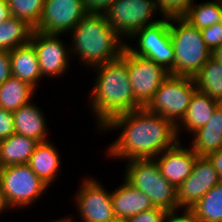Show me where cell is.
Returning <instances> with one entry per match:
<instances>
[{
  "label": "cell",
  "mask_w": 222,
  "mask_h": 222,
  "mask_svg": "<svg viewBox=\"0 0 222 222\" xmlns=\"http://www.w3.org/2000/svg\"><path fill=\"white\" fill-rule=\"evenodd\" d=\"M36 88L11 76L0 85V108L8 111H16L23 105L32 101Z\"/></svg>",
  "instance_id": "23"
},
{
  "label": "cell",
  "mask_w": 222,
  "mask_h": 222,
  "mask_svg": "<svg viewBox=\"0 0 222 222\" xmlns=\"http://www.w3.org/2000/svg\"><path fill=\"white\" fill-rule=\"evenodd\" d=\"M111 197L115 217L126 220L154 207L145 193L133 187L125 179H122L119 187L111 191Z\"/></svg>",
  "instance_id": "17"
},
{
  "label": "cell",
  "mask_w": 222,
  "mask_h": 222,
  "mask_svg": "<svg viewBox=\"0 0 222 222\" xmlns=\"http://www.w3.org/2000/svg\"><path fill=\"white\" fill-rule=\"evenodd\" d=\"M196 90L194 78L169 75L145 108L177 125L185 116Z\"/></svg>",
  "instance_id": "9"
},
{
  "label": "cell",
  "mask_w": 222,
  "mask_h": 222,
  "mask_svg": "<svg viewBox=\"0 0 222 222\" xmlns=\"http://www.w3.org/2000/svg\"><path fill=\"white\" fill-rule=\"evenodd\" d=\"M34 28L13 16L0 24V50L11 51L30 42Z\"/></svg>",
  "instance_id": "24"
},
{
  "label": "cell",
  "mask_w": 222,
  "mask_h": 222,
  "mask_svg": "<svg viewBox=\"0 0 222 222\" xmlns=\"http://www.w3.org/2000/svg\"><path fill=\"white\" fill-rule=\"evenodd\" d=\"M190 5V8L182 15L192 26L199 30L222 22V2L221 0H205Z\"/></svg>",
  "instance_id": "26"
},
{
  "label": "cell",
  "mask_w": 222,
  "mask_h": 222,
  "mask_svg": "<svg viewBox=\"0 0 222 222\" xmlns=\"http://www.w3.org/2000/svg\"><path fill=\"white\" fill-rule=\"evenodd\" d=\"M114 0H83L88 13L103 14Z\"/></svg>",
  "instance_id": "33"
},
{
  "label": "cell",
  "mask_w": 222,
  "mask_h": 222,
  "mask_svg": "<svg viewBox=\"0 0 222 222\" xmlns=\"http://www.w3.org/2000/svg\"><path fill=\"white\" fill-rule=\"evenodd\" d=\"M73 216H71L70 217V215H69V217H68V215L67 216H65V217H60V218H58L57 220L55 219V220H50V221H48V222H75L76 220H73L74 218H72Z\"/></svg>",
  "instance_id": "40"
},
{
  "label": "cell",
  "mask_w": 222,
  "mask_h": 222,
  "mask_svg": "<svg viewBox=\"0 0 222 222\" xmlns=\"http://www.w3.org/2000/svg\"><path fill=\"white\" fill-rule=\"evenodd\" d=\"M87 13L83 0H44L36 30L47 34L68 35Z\"/></svg>",
  "instance_id": "13"
},
{
  "label": "cell",
  "mask_w": 222,
  "mask_h": 222,
  "mask_svg": "<svg viewBox=\"0 0 222 222\" xmlns=\"http://www.w3.org/2000/svg\"><path fill=\"white\" fill-rule=\"evenodd\" d=\"M59 37L62 34H47L36 29L32 33L30 43L36 50L43 79H58L70 70V45Z\"/></svg>",
  "instance_id": "10"
},
{
  "label": "cell",
  "mask_w": 222,
  "mask_h": 222,
  "mask_svg": "<svg viewBox=\"0 0 222 222\" xmlns=\"http://www.w3.org/2000/svg\"><path fill=\"white\" fill-rule=\"evenodd\" d=\"M103 14L108 24L125 42L138 30L161 20L157 17L161 12L155 0H114Z\"/></svg>",
  "instance_id": "7"
},
{
  "label": "cell",
  "mask_w": 222,
  "mask_h": 222,
  "mask_svg": "<svg viewBox=\"0 0 222 222\" xmlns=\"http://www.w3.org/2000/svg\"><path fill=\"white\" fill-rule=\"evenodd\" d=\"M212 57L222 64V45L212 51Z\"/></svg>",
  "instance_id": "39"
},
{
  "label": "cell",
  "mask_w": 222,
  "mask_h": 222,
  "mask_svg": "<svg viewBox=\"0 0 222 222\" xmlns=\"http://www.w3.org/2000/svg\"><path fill=\"white\" fill-rule=\"evenodd\" d=\"M129 41H135L136 46L133 42L129 44ZM125 47L133 55L152 60L169 72L174 68L175 53L170 38L169 17L161 16L158 22L138 30L126 41Z\"/></svg>",
  "instance_id": "8"
},
{
  "label": "cell",
  "mask_w": 222,
  "mask_h": 222,
  "mask_svg": "<svg viewBox=\"0 0 222 222\" xmlns=\"http://www.w3.org/2000/svg\"><path fill=\"white\" fill-rule=\"evenodd\" d=\"M196 89L210 98L222 100V64L212 56L193 77Z\"/></svg>",
  "instance_id": "25"
},
{
  "label": "cell",
  "mask_w": 222,
  "mask_h": 222,
  "mask_svg": "<svg viewBox=\"0 0 222 222\" xmlns=\"http://www.w3.org/2000/svg\"><path fill=\"white\" fill-rule=\"evenodd\" d=\"M201 34L206 46L213 51L222 45V22L202 29Z\"/></svg>",
  "instance_id": "31"
},
{
  "label": "cell",
  "mask_w": 222,
  "mask_h": 222,
  "mask_svg": "<svg viewBox=\"0 0 222 222\" xmlns=\"http://www.w3.org/2000/svg\"><path fill=\"white\" fill-rule=\"evenodd\" d=\"M34 103L31 101L12 112L15 133L38 142L48 141L47 118L40 106Z\"/></svg>",
  "instance_id": "16"
},
{
  "label": "cell",
  "mask_w": 222,
  "mask_h": 222,
  "mask_svg": "<svg viewBox=\"0 0 222 222\" xmlns=\"http://www.w3.org/2000/svg\"><path fill=\"white\" fill-rule=\"evenodd\" d=\"M83 179L74 197L77 215L82 222H107L115 217L112 197L94 176ZM80 214V215H79Z\"/></svg>",
  "instance_id": "11"
},
{
  "label": "cell",
  "mask_w": 222,
  "mask_h": 222,
  "mask_svg": "<svg viewBox=\"0 0 222 222\" xmlns=\"http://www.w3.org/2000/svg\"><path fill=\"white\" fill-rule=\"evenodd\" d=\"M11 16L26 21L37 28L42 15L44 0H7Z\"/></svg>",
  "instance_id": "28"
},
{
  "label": "cell",
  "mask_w": 222,
  "mask_h": 222,
  "mask_svg": "<svg viewBox=\"0 0 222 222\" xmlns=\"http://www.w3.org/2000/svg\"><path fill=\"white\" fill-rule=\"evenodd\" d=\"M188 212L198 222H222V183L212 187Z\"/></svg>",
  "instance_id": "27"
},
{
  "label": "cell",
  "mask_w": 222,
  "mask_h": 222,
  "mask_svg": "<svg viewBox=\"0 0 222 222\" xmlns=\"http://www.w3.org/2000/svg\"><path fill=\"white\" fill-rule=\"evenodd\" d=\"M12 76L9 51L0 50V85Z\"/></svg>",
  "instance_id": "34"
},
{
  "label": "cell",
  "mask_w": 222,
  "mask_h": 222,
  "mask_svg": "<svg viewBox=\"0 0 222 222\" xmlns=\"http://www.w3.org/2000/svg\"><path fill=\"white\" fill-rule=\"evenodd\" d=\"M70 53L91 68L119 58L126 42L108 24L104 14L87 13L72 29ZM76 56V57H75ZM83 63V64H82Z\"/></svg>",
  "instance_id": "3"
},
{
  "label": "cell",
  "mask_w": 222,
  "mask_h": 222,
  "mask_svg": "<svg viewBox=\"0 0 222 222\" xmlns=\"http://www.w3.org/2000/svg\"><path fill=\"white\" fill-rule=\"evenodd\" d=\"M12 134H15L12 112L0 108V141Z\"/></svg>",
  "instance_id": "32"
},
{
  "label": "cell",
  "mask_w": 222,
  "mask_h": 222,
  "mask_svg": "<svg viewBox=\"0 0 222 222\" xmlns=\"http://www.w3.org/2000/svg\"><path fill=\"white\" fill-rule=\"evenodd\" d=\"M107 222H128V221L126 219L114 217L110 221H107Z\"/></svg>",
  "instance_id": "41"
},
{
  "label": "cell",
  "mask_w": 222,
  "mask_h": 222,
  "mask_svg": "<svg viewBox=\"0 0 222 222\" xmlns=\"http://www.w3.org/2000/svg\"><path fill=\"white\" fill-rule=\"evenodd\" d=\"M96 77L87 104L97 121V130L112 117L143 108L134 98L127 70V48L116 60L91 68Z\"/></svg>",
  "instance_id": "2"
},
{
  "label": "cell",
  "mask_w": 222,
  "mask_h": 222,
  "mask_svg": "<svg viewBox=\"0 0 222 222\" xmlns=\"http://www.w3.org/2000/svg\"><path fill=\"white\" fill-rule=\"evenodd\" d=\"M207 157L215 167L220 183H222V148L216 152L210 153Z\"/></svg>",
  "instance_id": "35"
},
{
  "label": "cell",
  "mask_w": 222,
  "mask_h": 222,
  "mask_svg": "<svg viewBox=\"0 0 222 222\" xmlns=\"http://www.w3.org/2000/svg\"><path fill=\"white\" fill-rule=\"evenodd\" d=\"M33 138L19 134L0 141V168L14 164H27L37 144Z\"/></svg>",
  "instance_id": "22"
},
{
  "label": "cell",
  "mask_w": 222,
  "mask_h": 222,
  "mask_svg": "<svg viewBox=\"0 0 222 222\" xmlns=\"http://www.w3.org/2000/svg\"><path fill=\"white\" fill-rule=\"evenodd\" d=\"M169 31L175 53L170 75L193 78L212 56V51L203 41L201 30L182 16L169 17Z\"/></svg>",
  "instance_id": "4"
},
{
  "label": "cell",
  "mask_w": 222,
  "mask_h": 222,
  "mask_svg": "<svg viewBox=\"0 0 222 222\" xmlns=\"http://www.w3.org/2000/svg\"><path fill=\"white\" fill-rule=\"evenodd\" d=\"M123 173V178L145 193L154 207L163 208L169 213L182 211L177 202L176 187L164 178L154 159L129 160Z\"/></svg>",
  "instance_id": "5"
},
{
  "label": "cell",
  "mask_w": 222,
  "mask_h": 222,
  "mask_svg": "<svg viewBox=\"0 0 222 222\" xmlns=\"http://www.w3.org/2000/svg\"><path fill=\"white\" fill-rule=\"evenodd\" d=\"M0 186L11 210L33 206L49 188L28 163L1 167Z\"/></svg>",
  "instance_id": "6"
},
{
  "label": "cell",
  "mask_w": 222,
  "mask_h": 222,
  "mask_svg": "<svg viewBox=\"0 0 222 222\" xmlns=\"http://www.w3.org/2000/svg\"><path fill=\"white\" fill-rule=\"evenodd\" d=\"M118 130V137L109 143L108 159H154L178 141L176 125L161 115L140 108L112 117L99 131Z\"/></svg>",
  "instance_id": "1"
},
{
  "label": "cell",
  "mask_w": 222,
  "mask_h": 222,
  "mask_svg": "<svg viewBox=\"0 0 222 222\" xmlns=\"http://www.w3.org/2000/svg\"><path fill=\"white\" fill-rule=\"evenodd\" d=\"M11 17L7 0H0V24Z\"/></svg>",
  "instance_id": "37"
},
{
  "label": "cell",
  "mask_w": 222,
  "mask_h": 222,
  "mask_svg": "<svg viewBox=\"0 0 222 222\" xmlns=\"http://www.w3.org/2000/svg\"><path fill=\"white\" fill-rule=\"evenodd\" d=\"M198 155L182 145L181 139L171 148L164 150L154 158L161 174L176 188L192 173Z\"/></svg>",
  "instance_id": "15"
},
{
  "label": "cell",
  "mask_w": 222,
  "mask_h": 222,
  "mask_svg": "<svg viewBox=\"0 0 222 222\" xmlns=\"http://www.w3.org/2000/svg\"><path fill=\"white\" fill-rule=\"evenodd\" d=\"M127 70L135 100L145 108L159 86L170 75L163 66L154 61L133 55L127 49Z\"/></svg>",
  "instance_id": "12"
},
{
  "label": "cell",
  "mask_w": 222,
  "mask_h": 222,
  "mask_svg": "<svg viewBox=\"0 0 222 222\" xmlns=\"http://www.w3.org/2000/svg\"><path fill=\"white\" fill-rule=\"evenodd\" d=\"M12 76L26 81L38 89L39 81L43 78L35 48L29 42L9 51Z\"/></svg>",
  "instance_id": "20"
},
{
  "label": "cell",
  "mask_w": 222,
  "mask_h": 222,
  "mask_svg": "<svg viewBox=\"0 0 222 222\" xmlns=\"http://www.w3.org/2000/svg\"><path fill=\"white\" fill-rule=\"evenodd\" d=\"M218 108L220 109V111L222 113V100L218 101Z\"/></svg>",
  "instance_id": "42"
},
{
  "label": "cell",
  "mask_w": 222,
  "mask_h": 222,
  "mask_svg": "<svg viewBox=\"0 0 222 222\" xmlns=\"http://www.w3.org/2000/svg\"><path fill=\"white\" fill-rule=\"evenodd\" d=\"M52 143L50 140L39 142L28 163L32 171L49 187L58 179L62 165L58 149Z\"/></svg>",
  "instance_id": "19"
},
{
  "label": "cell",
  "mask_w": 222,
  "mask_h": 222,
  "mask_svg": "<svg viewBox=\"0 0 222 222\" xmlns=\"http://www.w3.org/2000/svg\"><path fill=\"white\" fill-rule=\"evenodd\" d=\"M219 183L218 173L208 157L198 156L190 176L176 188L179 209L188 211Z\"/></svg>",
  "instance_id": "14"
},
{
  "label": "cell",
  "mask_w": 222,
  "mask_h": 222,
  "mask_svg": "<svg viewBox=\"0 0 222 222\" xmlns=\"http://www.w3.org/2000/svg\"><path fill=\"white\" fill-rule=\"evenodd\" d=\"M11 208L9 207V205L7 204L6 202V199H5V196H4V193L1 189V186H0V216L2 214H5L8 210H10ZM2 213V214H1Z\"/></svg>",
  "instance_id": "38"
},
{
  "label": "cell",
  "mask_w": 222,
  "mask_h": 222,
  "mask_svg": "<svg viewBox=\"0 0 222 222\" xmlns=\"http://www.w3.org/2000/svg\"><path fill=\"white\" fill-rule=\"evenodd\" d=\"M195 0H155L163 17L182 16Z\"/></svg>",
  "instance_id": "29"
},
{
  "label": "cell",
  "mask_w": 222,
  "mask_h": 222,
  "mask_svg": "<svg viewBox=\"0 0 222 222\" xmlns=\"http://www.w3.org/2000/svg\"><path fill=\"white\" fill-rule=\"evenodd\" d=\"M189 146L198 156H208L222 148V113L217 107L208 123L192 133Z\"/></svg>",
  "instance_id": "21"
},
{
  "label": "cell",
  "mask_w": 222,
  "mask_h": 222,
  "mask_svg": "<svg viewBox=\"0 0 222 222\" xmlns=\"http://www.w3.org/2000/svg\"><path fill=\"white\" fill-rule=\"evenodd\" d=\"M169 212L160 207H153L152 209L140 212L131 218L128 222H167Z\"/></svg>",
  "instance_id": "30"
},
{
  "label": "cell",
  "mask_w": 222,
  "mask_h": 222,
  "mask_svg": "<svg viewBox=\"0 0 222 222\" xmlns=\"http://www.w3.org/2000/svg\"><path fill=\"white\" fill-rule=\"evenodd\" d=\"M217 107V100L196 90L191 97L185 116L176 125L178 139L183 129L191 135L198 128L206 125Z\"/></svg>",
  "instance_id": "18"
},
{
  "label": "cell",
  "mask_w": 222,
  "mask_h": 222,
  "mask_svg": "<svg viewBox=\"0 0 222 222\" xmlns=\"http://www.w3.org/2000/svg\"><path fill=\"white\" fill-rule=\"evenodd\" d=\"M167 222H198L188 211L170 213Z\"/></svg>",
  "instance_id": "36"
}]
</instances>
